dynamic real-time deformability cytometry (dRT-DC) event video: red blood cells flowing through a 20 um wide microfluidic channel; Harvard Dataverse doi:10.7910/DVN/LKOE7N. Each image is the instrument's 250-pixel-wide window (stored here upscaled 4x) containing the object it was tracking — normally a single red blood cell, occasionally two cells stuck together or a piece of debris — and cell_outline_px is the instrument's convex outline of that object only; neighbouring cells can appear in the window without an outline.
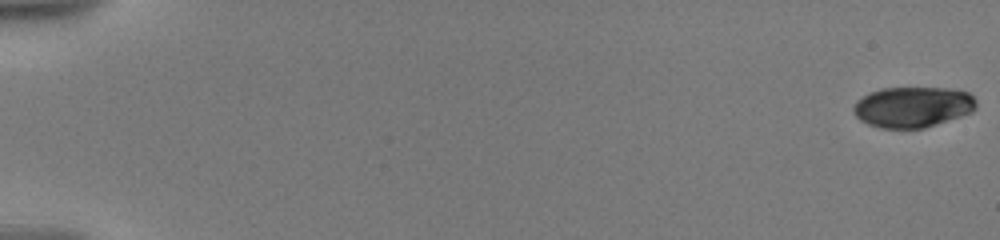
{"species": "human", "species_latin": "Homo sapiens", "temperature_condition": "warm", "stored_images_in_passage": 22, "camera_frame_rate_fps": 3000, "um_per_image_px": 0.085, "donor": {"sex": "male"}, "frame": {"image": 1, "passage_image": 1, "time_ms": 0.0, "image_size_px": [1000, 240], "cell_outline_px": [[976, 108], [972, 112], [924, 128], [880, 128], [868, 124], [860, 120], [852, 112], [852, 108], [856, 100], [880, 88], [944, 88], [968, 92], [976, 100]], "centroid_in_image_um": [77.56, 9.09], "position_along_channel_um": 7.4, "area_um2": 29.02}}
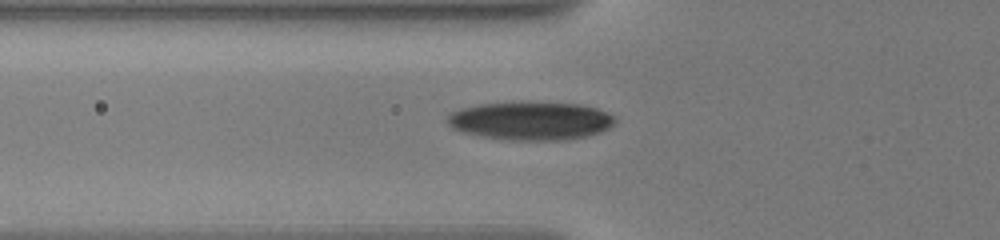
{"frame": {"image": 2, "passage_image": 19, "time_ms": 7.333, "image_size_px": [1000, 240], "cell_outline_px": [[616, 120], [608, 128], [600, 132], [588, 136], [564, 140], [512, 140], [484, 136], [464, 132], [452, 128], [448, 124], [448, 116], [452, 112], [460, 108], [480, 104], [512, 100], [520, 100], [580, 104], [596, 108], [612, 116]], "centroid_in_image_um": [45.09, 10.23], "position_along_channel_um": 80.7, "area_um2": 37.86}}
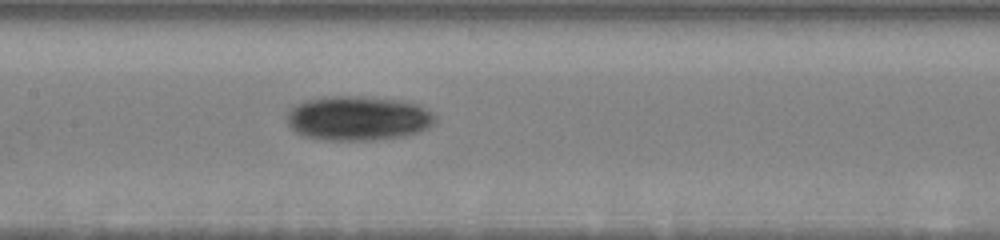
{"frame": {"image": 3, "passage_image": 22, "time_ms": 10.0, "image_size_px": [1000, 240], "cell_outline_px": [[436, 124], [428, 128], [404, 136], [372, 140], [328, 140], [304, 136], [296, 132], [288, 124], [288, 112], [296, 104], [304, 100], [324, 96], [372, 96], [400, 100], [416, 104], [432, 112], [436, 116]], "centroid_in_image_um": [30.45, 10.04], "position_along_channel_um": 176.9, "area_um2": 38.67}}